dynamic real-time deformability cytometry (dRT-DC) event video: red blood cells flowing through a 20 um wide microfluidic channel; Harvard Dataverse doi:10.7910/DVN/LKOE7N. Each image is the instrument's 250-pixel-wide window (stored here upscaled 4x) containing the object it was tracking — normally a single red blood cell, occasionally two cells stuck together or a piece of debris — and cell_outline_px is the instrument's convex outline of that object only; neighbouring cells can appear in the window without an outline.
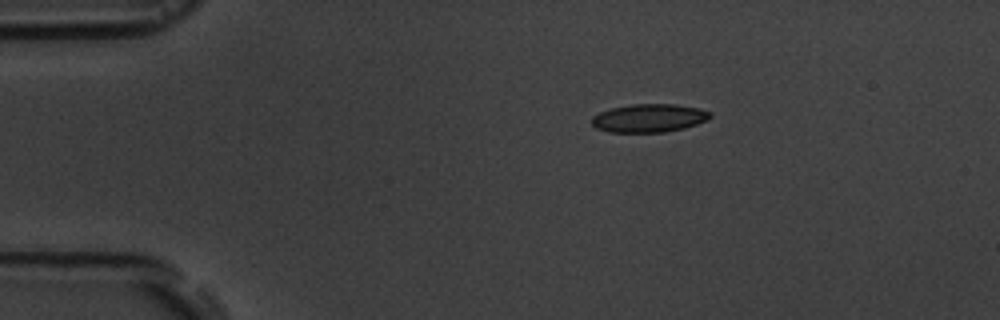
{"species": "common noctule bat (a hibernating species)", "species_latin": "Nyctalus noctula", "temperature_condition": "room temperature", "stored_images_in_passage": 3, "camera_frame_rate_fps": 3000, "um_per_image_px": 0.085, "animal": {"sex": "male", "body_mass_g": 19.5, "forearm_length_mm": 54.6}, "frame": {"image": 1, "passage_image": 1, "time_ms": 0.0, "image_size_px": [1000, 320], "cell_outline_px": [[712, 116], [708, 120], [684, 128], [664, 132], [608, 132], [596, 128], [592, 124], [592, 116], [600, 112], [612, 108], [632, 104], [676, 104], [700, 108], [712, 112]], "centroid_in_image_um": [55.2, 10.03], "position_along_channel_um": 29.8, "area_um2": 19.59}}